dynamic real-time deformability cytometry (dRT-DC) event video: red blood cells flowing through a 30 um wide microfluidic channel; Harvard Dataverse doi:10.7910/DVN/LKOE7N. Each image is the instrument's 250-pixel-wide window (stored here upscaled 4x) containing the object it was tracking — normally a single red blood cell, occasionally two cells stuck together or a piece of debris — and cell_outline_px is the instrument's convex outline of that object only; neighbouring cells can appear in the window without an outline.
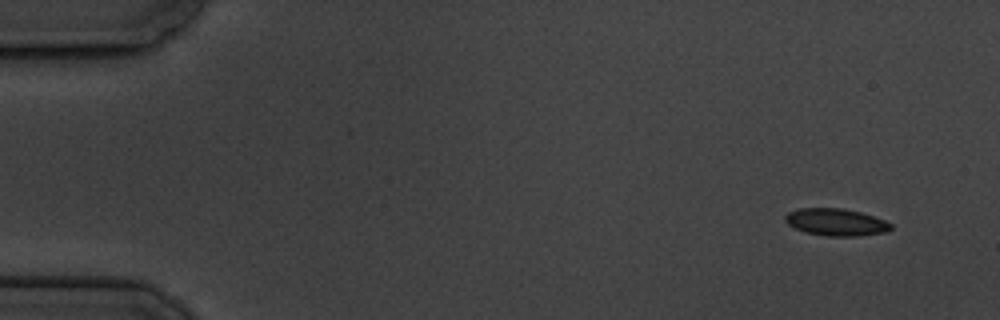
{"species": "common noctule bat (a hibernating species)", "species_latin": "Nyctalus noctula", "temperature_condition": "cold", "stored_images_in_passage": 7, "camera_frame_rate_fps": 3000, "um_per_image_px": 0.085, "animal": {"sex": "male", "body_mass_g": 19.5, "forearm_length_mm": 54.6}, "frame": {"image": 1, "passage_image": 1, "time_ms": 0.0, "image_size_px": [1000, 320], "cell_outline_px": [[892, 228], [888, 232], [856, 236], [828, 236], [808, 232], [796, 228], [788, 224], [784, 220], [784, 216], [788, 212], [800, 208], [840, 208], [860, 212], [884, 220], [892, 224]], "centroid_in_image_um": [71.07, 18.88], "position_along_channel_um": 13.9, "area_um2": 16.59}}
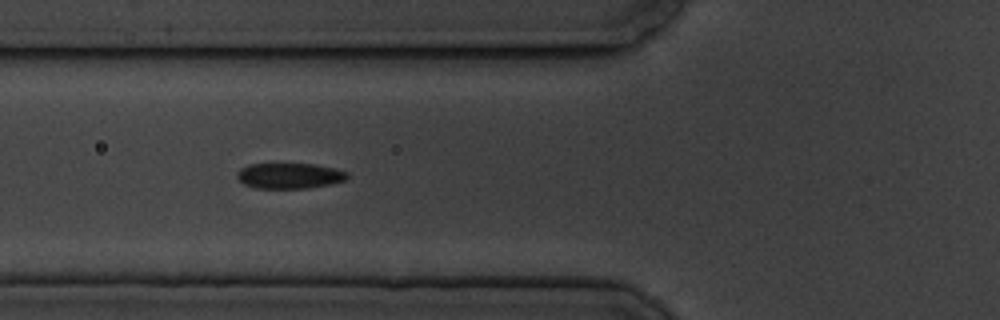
{"frame": {"image": 2, "passage_image": 6, "time_ms": 6.0, "image_size_px": [1000, 320], "cell_outline_px": [[348, 180], [332, 184], [308, 188], [256, 188], [244, 184], [236, 176], [236, 172], [240, 168], [248, 164], [316, 164], [336, 168], [348, 172]], "centroid_in_image_um": [24.64, 14.94], "position_along_channel_um": 101.2, "area_um2": 16.65}}
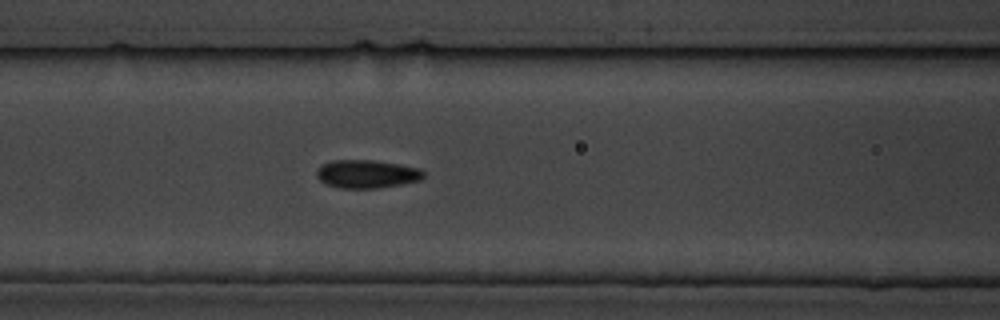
{"frame": {"image": 3, "passage_image": 7, "time_ms": 7.0, "image_size_px": [1000, 320], "cell_outline_px": [[424, 176], [420, 180], [400, 184], [376, 188], [340, 188], [328, 184], [320, 180], [316, 176], [316, 172], [324, 164], [332, 160], [372, 160], [400, 164], [420, 168], [424, 172]], "centroid_in_image_um": [31.2, 14.78], "position_along_channel_um": 135.4, "area_um2": 17.4}}